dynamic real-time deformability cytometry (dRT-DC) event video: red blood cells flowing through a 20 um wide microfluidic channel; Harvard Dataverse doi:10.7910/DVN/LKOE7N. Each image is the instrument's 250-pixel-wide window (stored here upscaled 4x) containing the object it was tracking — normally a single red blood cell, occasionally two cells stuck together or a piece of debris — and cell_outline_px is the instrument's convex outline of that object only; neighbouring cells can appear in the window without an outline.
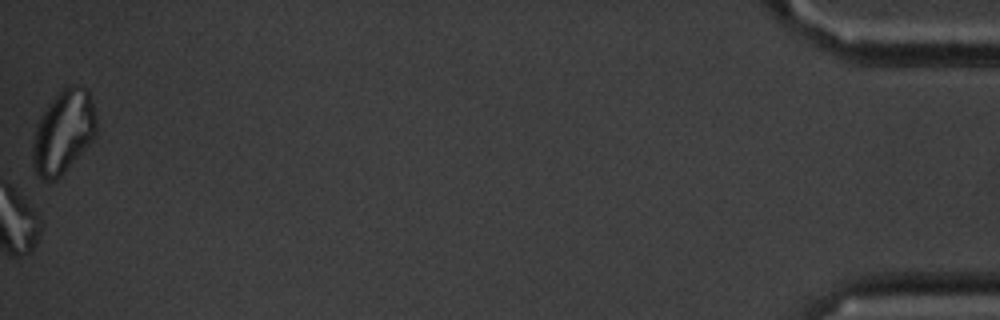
{"species": "common noctule bat (a hibernating species)", "species_latin": "Nyctalus noctula", "temperature_condition": "cold", "stored_images_in_passage": 56, "segment_of_instrument_passage": [2, 2], "camera_frame_rate_fps": 3000, "um_per_image_px": 0.085, "animal": {"sex": "male", "body_mass_g": 20.1, "forearm_length_mm": 53.5}, "frame": {"image": 1, "passage_image": 56, "time_ms": 18.333, "image_size_px": [1000, 320], "cell_outline_px": [[96, 136], [64, 172], [56, 180], [44, 180], [36, 176], [32, 164], [32, 144], [36, 124], [40, 116], [48, 104], [64, 88], [72, 84], [80, 84], [88, 92], [92, 100], [96, 116]], "centroid_in_image_um": [5.37, 11.23], "position_along_channel_um": 429.8, "area_um2": 30.98}}